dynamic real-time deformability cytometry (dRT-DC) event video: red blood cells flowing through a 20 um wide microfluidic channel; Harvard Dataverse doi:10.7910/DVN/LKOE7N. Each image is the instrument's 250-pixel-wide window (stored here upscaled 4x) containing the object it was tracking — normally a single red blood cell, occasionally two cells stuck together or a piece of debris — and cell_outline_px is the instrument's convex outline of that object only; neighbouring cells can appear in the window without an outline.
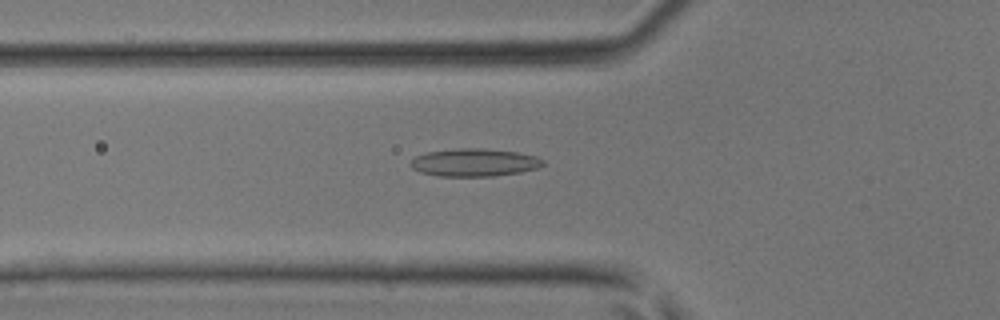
{"species": "common noctule bat (a hibernating species)", "species_latin": "Nyctalus noctula", "temperature_condition": "room temperature", "stored_images_in_passage": 44, "camera_frame_rate_fps": 3000, "um_per_image_px": 0.085, "animal": {"sex": "male", "body_mass_g": 17.9, "forearm_length_mm": 54.2}, "frame": {"image": 1, "passage_image": 16, "time_ms": 5.0, "image_size_px": [1000, 320], "cell_outline_px": [[544, 164], [540, 168], [520, 172], [492, 176], [440, 176], [420, 172], [412, 168], [408, 164], [416, 156], [428, 152], [456, 148], [484, 148], [516, 152], [536, 156], [544, 160]], "centroid_in_image_um": [40.33, 13.81], "position_along_channel_um": 85.5, "area_um2": 21.5}}
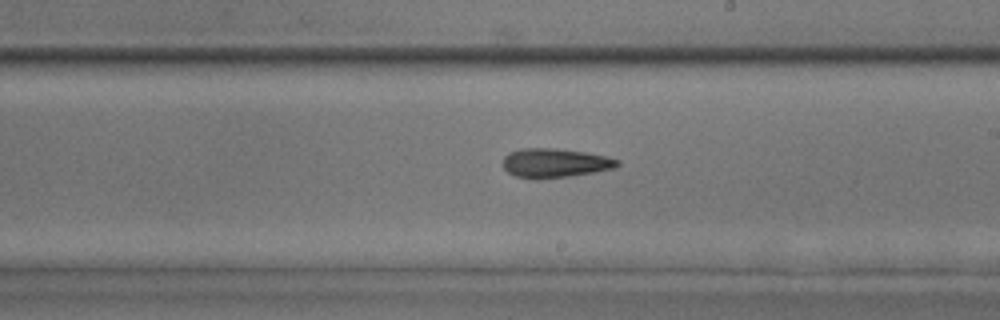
{"frame": {"image": 2, "passage_image": 26, "time_ms": 8.333, "image_size_px": [1000, 320], "cell_outline_px": [[620, 164], [612, 168], [592, 172], [568, 176], [536, 180], [532, 180], [516, 176], [508, 172], [504, 168], [504, 156], [508, 152], [520, 148], [556, 148], [584, 152], [608, 156], [620, 160]], "centroid_in_image_um": [47.13, 13.85], "position_along_channel_um": 241.9, "area_um2": 19.54}}
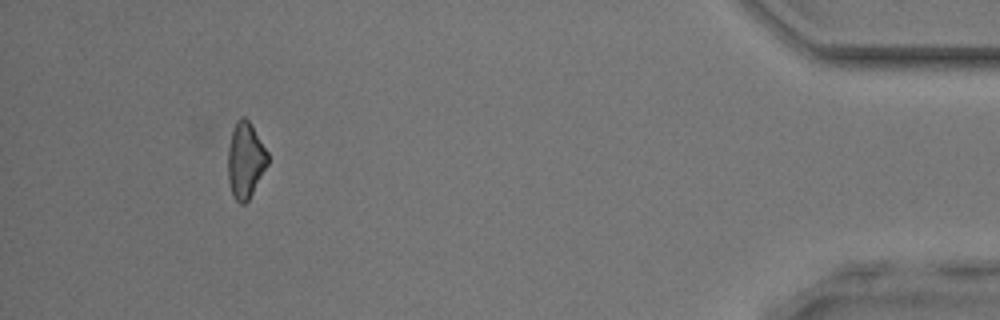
{"frame": {"image": 3, "passage_image": 41, "time_ms": 13.333, "image_size_px": [1000, 320], "cell_outline_px": [[268, 164], [248, 200], [244, 204], [240, 204], [232, 196], [228, 180], [228, 148], [232, 132], [236, 120], [240, 116], [244, 116], [252, 124], [268, 152]], "centroid_in_image_um": [20.86, 13.6], "position_along_channel_um": 414.3, "area_um2": 17.69}}